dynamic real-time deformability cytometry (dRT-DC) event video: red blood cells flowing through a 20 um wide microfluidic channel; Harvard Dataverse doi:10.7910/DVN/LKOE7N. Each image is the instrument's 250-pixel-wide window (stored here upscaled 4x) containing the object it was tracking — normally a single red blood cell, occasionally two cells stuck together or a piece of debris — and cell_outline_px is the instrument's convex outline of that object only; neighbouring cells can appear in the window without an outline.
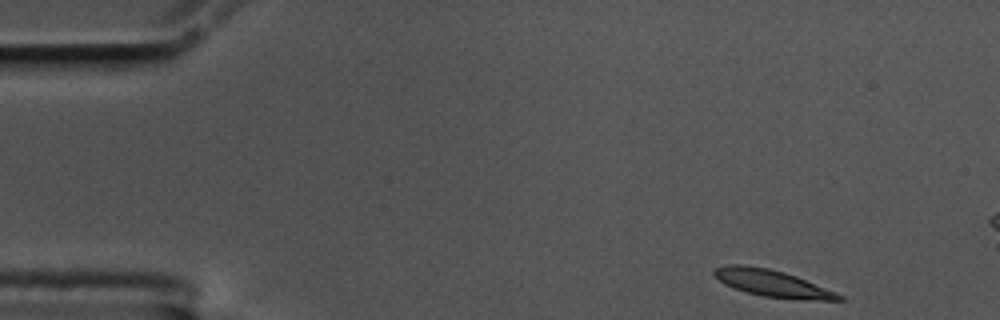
{"species": "common noctule bat (a hibernating species)", "species_latin": "Nyctalus noctula", "temperature_condition": "cold", "stored_images_in_passage": 12, "camera_frame_rate_fps": 3000, "um_per_image_px": 0.085, "animal": {"sex": "male", "body_mass_g": 17.5, "forearm_length_mm": 52.3}, "frame": {"image": 1, "passage_image": 1, "time_ms": 0.0, "image_size_px": [1000, 320], "cell_outline_px": [[844, 300], [804, 300], [764, 296], [748, 292], [724, 284], [712, 272], [716, 268], [728, 264], [740, 264], [768, 268], [784, 272], [796, 276], [836, 292], [844, 296]], "centroid_in_image_um": [65.68, 24.08], "position_along_channel_um": 19.3, "area_um2": 19.25}}